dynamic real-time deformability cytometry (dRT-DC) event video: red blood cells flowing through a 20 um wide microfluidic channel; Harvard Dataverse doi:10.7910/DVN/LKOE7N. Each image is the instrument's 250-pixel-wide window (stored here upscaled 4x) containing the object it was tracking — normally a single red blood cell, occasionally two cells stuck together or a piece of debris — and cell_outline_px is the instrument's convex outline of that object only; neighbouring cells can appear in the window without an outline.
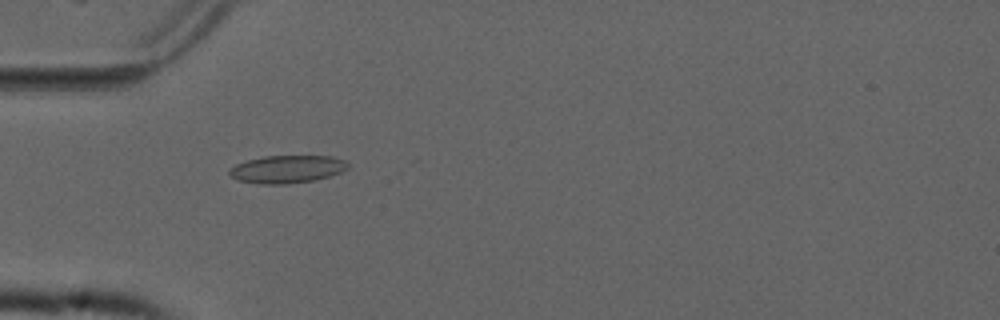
{"species": "common noctule bat (a hibernating species)", "species_latin": "Nyctalus noctula", "temperature_condition": "cold", "stored_images_in_passage": 22, "camera_frame_rate_fps": 3000, "um_per_image_px": 0.085, "animal": {"sex": "male", "forearm_length_mm": 52.5}, "frame": {"image": 1, "passage_image": 18, "time_ms": 5.667, "image_size_px": [1000, 320], "cell_outline_px": [[348, 168], [340, 172], [328, 176], [312, 180], [288, 184], [260, 184], [236, 180], [228, 172], [228, 168], [236, 164], [248, 160], [264, 156], [332, 156], [344, 160], [348, 164]], "centroid_in_image_um": [24.36, 14.38], "position_along_channel_um": 60.6, "area_um2": 19.07}}
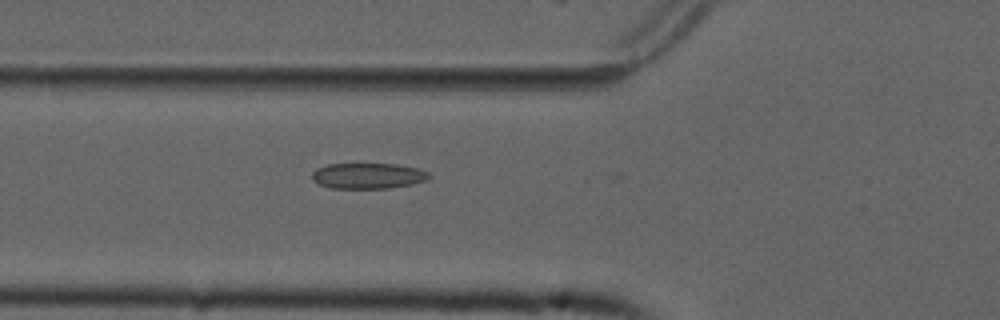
{"frame": {"image": 2, "passage_image": 21, "time_ms": 6.667, "image_size_px": [1000, 320], "cell_outline_px": [[432, 176], [424, 180], [412, 184], [388, 188], [332, 188], [320, 184], [312, 180], [312, 172], [316, 168], [328, 164], [396, 164], [416, 168], [428, 172]], "centroid_in_image_um": [31.25, 14.94], "position_along_channel_um": 94.5, "area_um2": 17.4}}